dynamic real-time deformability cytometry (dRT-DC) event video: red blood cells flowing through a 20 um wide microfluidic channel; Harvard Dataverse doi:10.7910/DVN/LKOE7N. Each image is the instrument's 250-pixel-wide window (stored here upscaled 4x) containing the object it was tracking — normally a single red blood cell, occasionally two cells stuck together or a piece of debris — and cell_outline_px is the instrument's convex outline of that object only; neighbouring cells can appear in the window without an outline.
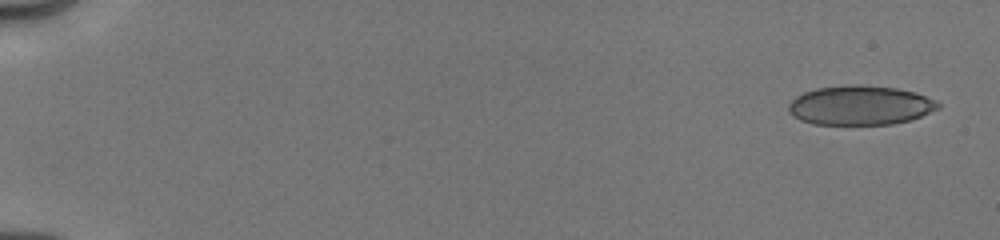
{"species": "human", "species_latin": "Homo sapiens", "temperature_condition": "cold", "stored_images_in_passage": 8, "camera_frame_rate_fps": 3000, "um_per_image_px": 0.085, "donor": {"sex": "male"}, "frame": {"image": 1, "passage_image": 1, "time_ms": 0.0, "image_size_px": [1000, 240], "cell_outline_px": [[940, 108], [920, 116], [908, 120], [892, 124], [812, 124], [800, 120], [792, 116], [788, 112], [788, 104], [796, 96], [804, 92], [816, 88], [852, 84], [860, 84], [896, 88], [912, 92], [936, 100], [940, 104]], "centroid_in_image_um": [73.07, 8.95], "position_along_channel_um": 11.9, "area_um2": 34.28}}
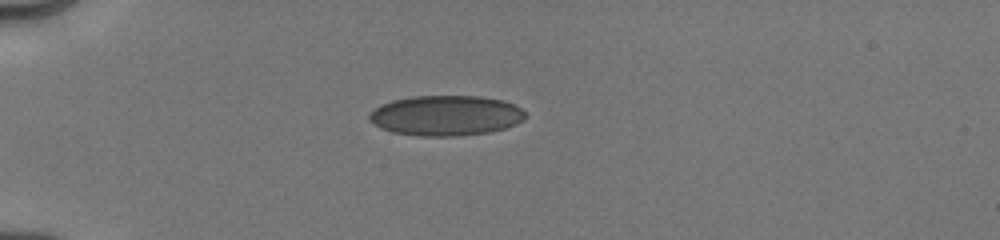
{"frame": {"image": 2, "passage_image": 5, "time_ms": 4.333, "image_size_px": [1000, 240], "cell_outline_px": [[524, 120], [516, 124], [504, 128], [488, 132], [456, 136], [420, 136], [392, 132], [380, 128], [368, 120], [368, 116], [380, 104], [392, 100], [412, 96], [480, 96], [504, 100], [520, 108], [524, 112]], "centroid_in_image_um": [37.87, 9.82], "position_along_channel_um": 47.1, "area_um2": 36.59}}
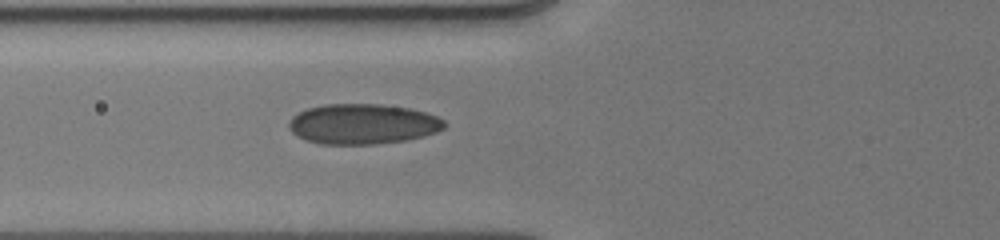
{"frame": {"image": 3, "passage_image": 8, "time_ms": 6.333, "image_size_px": [1000, 240], "cell_outline_px": [[448, 124], [444, 128], [436, 132], [424, 136], [404, 140], [372, 144], [320, 144], [308, 140], [292, 132], [288, 128], [288, 124], [292, 116], [308, 108], [324, 104], [380, 104], [408, 108], [424, 112], [436, 116], [444, 120]], "centroid_in_image_um": [30.84, 10.53], "position_along_channel_um": 95.0, "area_um2": 36.3}}